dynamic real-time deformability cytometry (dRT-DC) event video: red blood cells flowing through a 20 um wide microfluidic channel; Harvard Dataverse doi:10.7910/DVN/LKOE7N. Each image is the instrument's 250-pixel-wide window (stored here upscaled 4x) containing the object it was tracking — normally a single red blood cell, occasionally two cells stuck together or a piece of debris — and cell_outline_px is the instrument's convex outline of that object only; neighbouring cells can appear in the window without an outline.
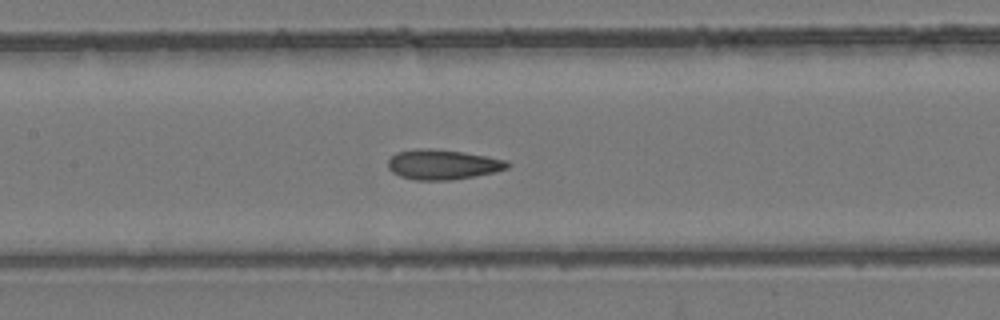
{"species": "common noctule bat (a hibernating species)", "species_latin": "Nyctalus noctula", "temperature_condition": "room temperature", "stored_images_in_passage": 7, "camera_frame_rate_fps": 3000, "um_per_image_px": 0.085, "animal": {"sex": "female", "body_mass_g": 24.6, "forearm_length_mm": 56.2}, "frame": {"image": 1, "passage_image": 7, "time_ms": 7.667, "image_size_px": [1000, 320], "cell_outline_px": [[512, 164], [508, 168], [496, 172], [452, 180], [416, 180], [400, 176], [392, 172], [388, 168], [388, 160], [396, 152], [416, 148], [428, 148], [460, 152], [508, 160]], "centroid_in_image_um": [37.63, 13.99], "position_along_channel_um": 169.8, "area_um2": 20.87}}